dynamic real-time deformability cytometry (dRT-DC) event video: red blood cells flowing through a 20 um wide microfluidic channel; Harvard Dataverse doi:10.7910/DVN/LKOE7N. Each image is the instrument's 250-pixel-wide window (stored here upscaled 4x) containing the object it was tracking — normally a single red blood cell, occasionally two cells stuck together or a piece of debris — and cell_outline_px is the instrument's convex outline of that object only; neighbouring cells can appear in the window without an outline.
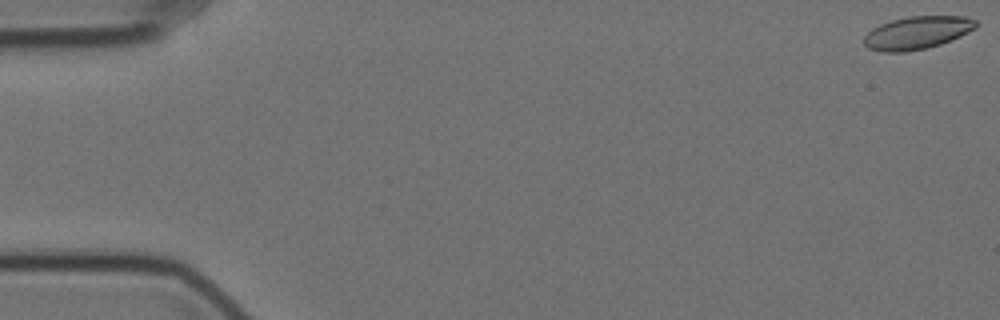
{"species": "Egyptian fruit bat (a non-hibernating species)", "species_latin": "Rousettus aegyptiacus", "temperature_condition": "cold", "stored_images_in_passage": 5, "camera_frame_rate_fps": 3000, "um_per_image_px": 0.085, "animal": {"sex": "female"}, "frame": {"image": 1, "passage_image": 1, "time_ms": 0.0, "image_size_px": [1000, 320], "cell_outline_px": [[976, 28], [960, 36], [940, 44], [924, 48], [904, 52], [880, 52], [868, 48], [864, 44], [864, 36], [872, 28], [880, 24], [892, 20], [908, 16], [964, 16], [976, 20]], "centroid_in_image_um": [77.93, 2.78], "position_along_channel_um": 7.1, "area_um2": 21.33}}